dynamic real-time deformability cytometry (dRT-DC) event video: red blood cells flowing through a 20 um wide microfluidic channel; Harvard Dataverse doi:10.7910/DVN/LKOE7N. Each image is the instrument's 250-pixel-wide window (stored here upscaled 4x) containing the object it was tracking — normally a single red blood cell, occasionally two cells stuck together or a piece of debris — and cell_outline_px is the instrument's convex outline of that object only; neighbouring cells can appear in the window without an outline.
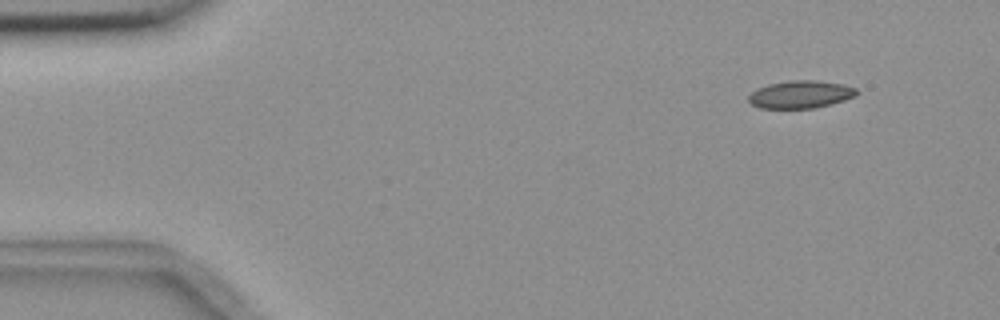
{"species": "common noctule bat (a hibernating species)", "species_latin": "Nyctalus noctula", "temperature_condition": "room temperature", "stored_images_in_passage": 5, "segment_of_instrument_passage": [2, 2], "camera_frame_rate_fps": 3000, "um_per_image_px": 0.085, "animal": {"sex": "female", "body_mass_g": 18.4}, "frame": {"image": 1, "passage_image": 5, "time_ms": 5.333, "image_size_px": [1000, 320], "cell_outline_px": [[856, 96], [832, 104], [816, 108], [760, 108], [752, 104], [748, 100], [748, 96], [756, 88], [768, 84], [792, 80], [816, 80], [844, 84], [856, 88]], "centroid_in_image_um": [68.05, 8.02], "position_along_channel_um": 17.0, "area_um2": 17.46}}